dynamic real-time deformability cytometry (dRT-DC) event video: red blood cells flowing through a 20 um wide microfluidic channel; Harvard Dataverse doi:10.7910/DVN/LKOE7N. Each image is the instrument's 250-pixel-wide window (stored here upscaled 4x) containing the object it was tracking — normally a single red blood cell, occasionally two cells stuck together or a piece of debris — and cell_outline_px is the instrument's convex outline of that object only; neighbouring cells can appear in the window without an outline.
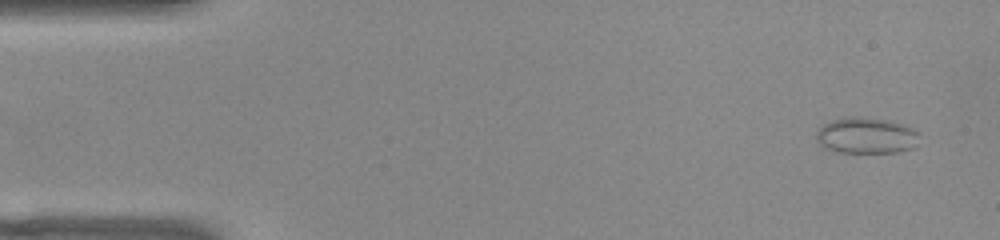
{"species": "common noctule bat (a hibernating species)", "species_latin": "Nyctalus noctula", "temperature_condition": "warm", "stored_images_in_passage": 51, "camera_frame_rate_fps": 3000, "um_per_image_px": 0.085, "animal": {"sex": "female", "body_mass_g": 22.0, "forearm_length_mm": 56.7}, "frame": {"image": 1, "passage_image": 1, "time_ms": 0.0, "image_size_px": [1000, 240], "cell_outline_px": [[916, 132], [912, 148], [896, 152], [840, 152], [828, 148], [820, 144], [816, 136], [816, 132], [824, 124], [832, 120], [852, 116], [860, 116], [888, 120], [912, 128]], "centroid_in_image_um": [73.57, 11.5], "position_along_channel_um": 11.4, "area_um2": 21.04}}
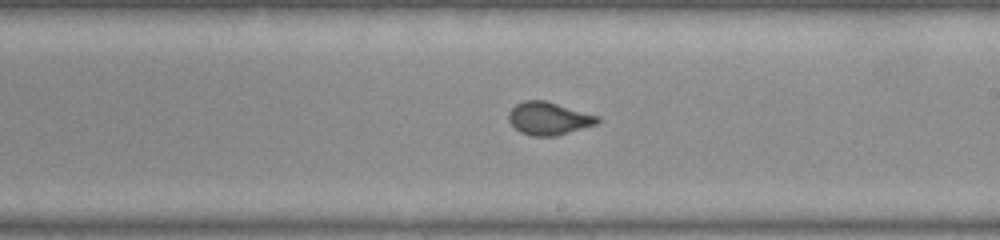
{"frame": {"image": 2, "passage_image": 28, "time_ms": 9.0, "image_size_px": [1000, 240], "cell_outline_px": [[600, 120], [596, 124], [556, 136], [532, 136], [520, 132], [508, 120], [508, 112], [516, 104], [524, 100], [544, 100], [600, 116]], "centroid_in_image_um": [46.63, 10.06], "position_along_channel_um": 242.4, "area_um2": 16.94}}
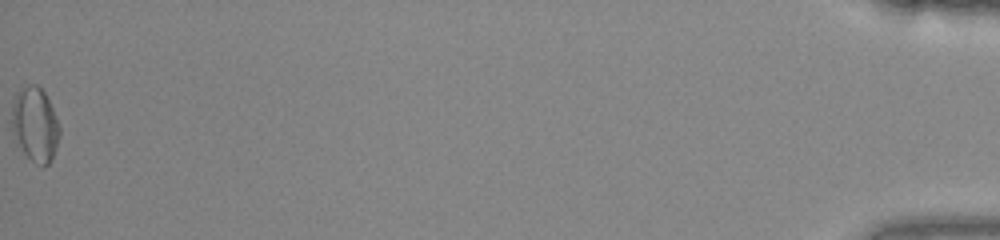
{"frame": {"image": 3, "passage_image": 51, "time_ms": 16.667, "image_size_px": [1000, 240], "cell_outline_px": [[60, 136], [52, 160], [44, 168], [36, 164], [24, 152], [12, 136], [12, 100], [16, 92], [20, 88], [28, 84], [36, 84], [44, 92], [56, 116], [60, 128]], "centroid_in_image_um": [2.97, 10.58], "position_along_channel_um": 432.2, "area_um2": 20.98}, "authors_computed_cell_mechanics": {"area_um2": 17.2244, "velocity_mm_per_s": 3.866, "shape_relaxation_time_tau1_ms": 6.4211, "shape_relaxation_time_tau2_ms": null, "deformation_change_tau1": 0.1385, "deformation_change_tau2": null}}